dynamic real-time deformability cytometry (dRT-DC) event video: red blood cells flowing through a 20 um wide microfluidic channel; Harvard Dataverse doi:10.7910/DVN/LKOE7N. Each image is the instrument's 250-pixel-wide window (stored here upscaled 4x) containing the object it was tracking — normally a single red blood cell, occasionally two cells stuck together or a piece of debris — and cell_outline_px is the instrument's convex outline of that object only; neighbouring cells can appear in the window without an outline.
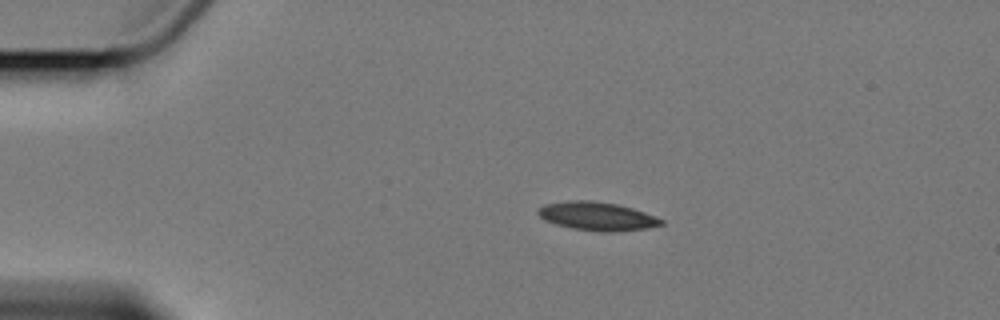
{"species": "Egyptian fruit bat (a non-hibernating species)", "species_latin": "Rousettus aegyptiacus", "temperature_condition": "cold", "stored_images_in_passage": 8, "camera_frame_rate_fps": 3000, "um_per_image_px": 0.085, "animal": {"sex": "female"}, "frame": {"image": 1, "passage_image": 3, "time_ms": 3.0, "image_size_px": [1000, 320], "cell_outline_px": [[664, 224], [648, 228], [612, 232], [600, 232], [572, 228], [556, 224], [544, 220], [536, 212], [544, 204], [568, 200], [588, 200], [616, 204], [632, 208], [644, 212], [664, 220]], "centroid_in_image_um": [50.75, 18.38], "position_along_channel_um": 34.3, "area_um2": 20.4}}
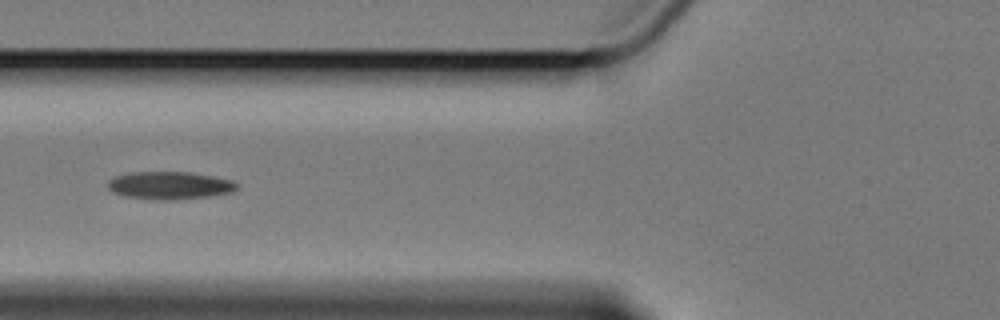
{"frame": {"image": 2, "passage_image": 6, "time_ms": 6.667, "image_size_px": [1000, 320], "cell_outline_px": [[240, 188], [232, 192], [208, 196], [176, 200], [156, 200], [124, 196], [112, 192], [108, 188], [108, 180], [116, 176], [132, 172], [188, 172], [212, 176], [232, 180], [240, 184]], "centroid_in_image_um": [14.45, 15.77], "position_along_channel_um": 111.4, "area_um2": 20.98}}
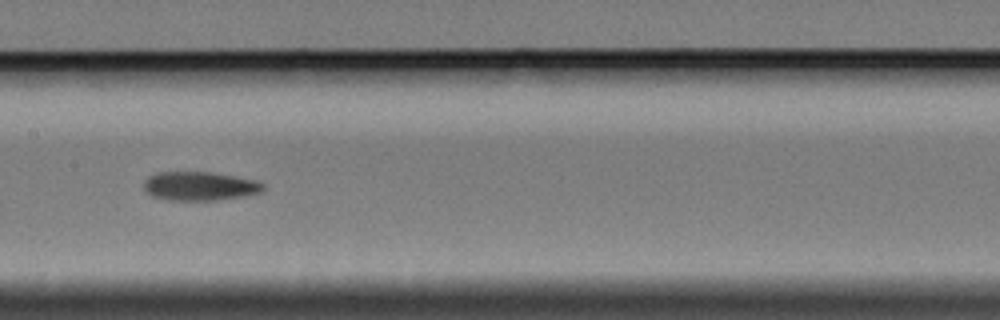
{"frame": {"image": 3, "passage_image": 8, "time_ms": 9.0, "image_size_px": [1000, 320], "cell_outline_px": [[264, 192], [248, 196], [216, 200], [168, 200], [152, 196], [144, 188], [144, 180], [148, 176], [156, 172], [212, 172], [256, 180], [264, 184]], "centroid_in_image_um": [17.01, 15.82], "position_along_channel_um": 190.4, "area_um2": 20.29}}